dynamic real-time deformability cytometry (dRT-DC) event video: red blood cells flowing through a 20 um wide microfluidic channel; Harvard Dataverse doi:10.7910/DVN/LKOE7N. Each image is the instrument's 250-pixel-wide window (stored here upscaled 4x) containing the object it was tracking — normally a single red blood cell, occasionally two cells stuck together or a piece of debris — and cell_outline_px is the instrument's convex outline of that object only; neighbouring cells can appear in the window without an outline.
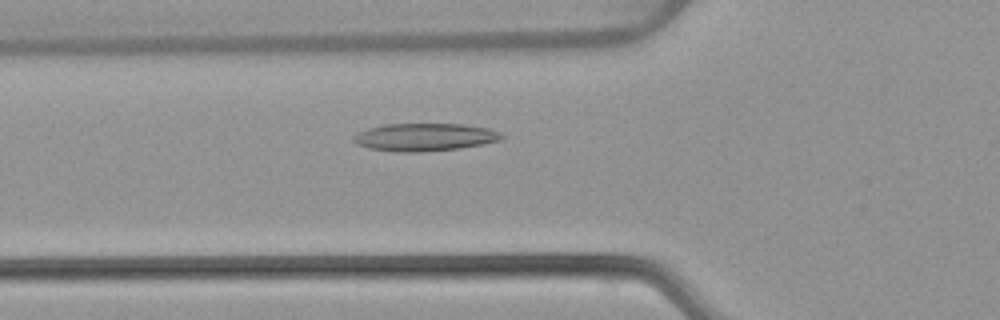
{"species": "common noctule bat (a hibernating species)", "species_latin": "Nyctalus noctula", "temperature_condition": "warm", "stored_images_in_passage": 51, "camera_frame_rate_fps": 3000, "um_per_image_px": 0.085, "animal": {"sex": "female", "body_mass_g": 22.7, "forearm_length_mm": 54.2}, "frame": {"image": 1, "passage_image": 17, "time_ms": 5.333, "image_size_px": [1000, 320], "cell_outline_px": [[504, 136], [500, 140], [484, 144], [460, 148], [420, 152], [396, 152], [368, 148], [356, 144], [352, 140], [352, 136], [368, 128], [384, 124], [464, 124], [488, 128], [500, 132]], "centroid_in_image_um": [36.09, 11.66], "position_along_channel_um": 89.7, "area_um2": 24.04}}
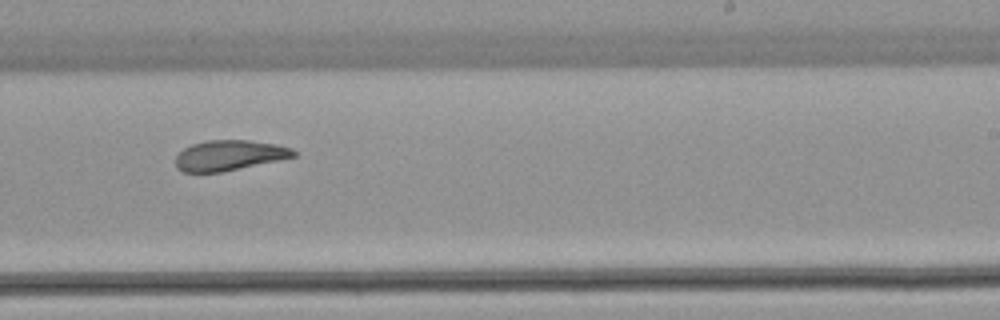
{"frame": {"image": 2, "passage_image": 31, "time_ms": 10.0, "image_size_px": [1000, 320], "cell_outline_px": [[296, 156], [220, 172], [184, 172], [176, 168], [176, 156], [184, 148], [192, 144], [208, 140], [248, 140], [276, 144], [292, 148], [296, 152]], "centroid_in_image_um": [19.47, 13.19], "position_along_channel_um": 269.5, "area_um2": 20.58}}
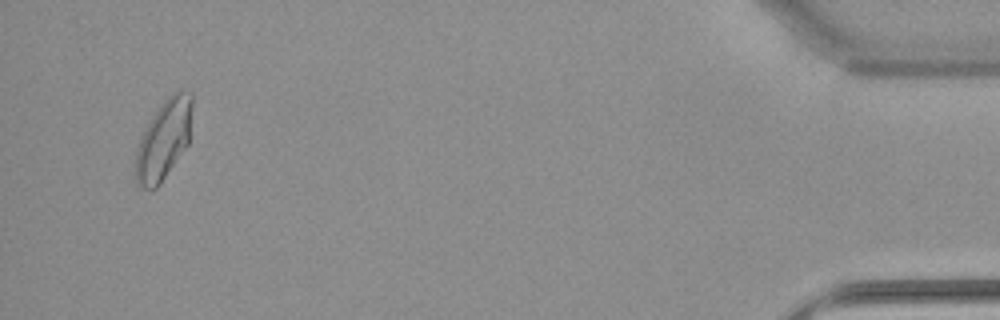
{"frame": {"image": 3, "passage_image": 49, "time_ms": 16.0, "image_size_px": [1000, 320], "cell_outline_px": [[192, 104], [188, 144], [160, 184], [156, 188], [148, 192], [136, 184], [132, 164], [136, 148], [140, 136], [144, 128], [160, 104], [172, 92], [192, 92]], "centroid_in_image_um": [13.84, 11.94], "position_along_channel_um": 421.4, "area_um2": 26.82}, "authors_computed_cell_mechanics": {"area_um2": 22.542, "velocity_mm_per_s": 3.8565, "shape_relaxation_time_tau1_ms": null, "shape_relaxation_time_tau2_ms": 4.2265, "deformation_change_tau1": null, "deformation_change_tau2": 0.1215}}